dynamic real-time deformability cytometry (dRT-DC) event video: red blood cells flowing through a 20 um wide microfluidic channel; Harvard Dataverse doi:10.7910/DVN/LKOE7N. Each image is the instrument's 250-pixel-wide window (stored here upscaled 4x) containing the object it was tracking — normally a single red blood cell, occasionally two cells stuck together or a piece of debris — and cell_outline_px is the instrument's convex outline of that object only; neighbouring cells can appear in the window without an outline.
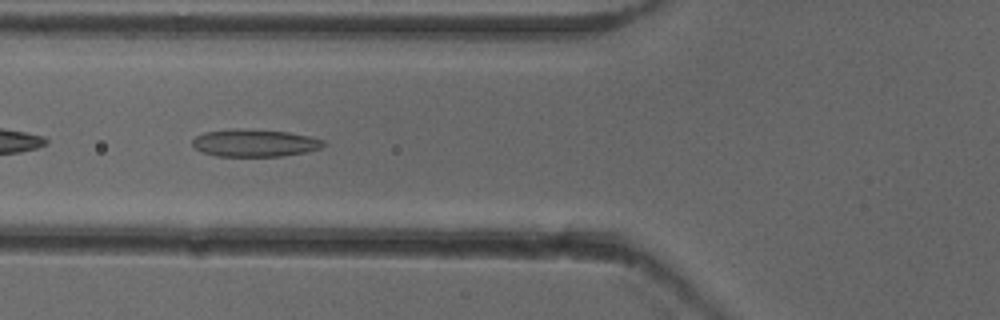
{"species": "common noctule bat (a hibernating species)", "species_latin": "Nyctalus noctula", "temperature_condition": "cold", "stored_images_in_passage": 36, "camera_frame_rate_fps": 3000, "um_per_image_px": 0.085, "animal": {"sex": "female"}, "frame": {"image": 1, "passage_image": 4, "time_ms": 1.0, "image_size_px": [1000, 320], "cell_outline_px": [[328, 144], [320, 148], [308, 152], [280, 156], [216, 156], [204, 152], [196, 148], [192, 144], [192, 140], [196, 136], [204, 132], [232, 128], [236, 128], [288, 132], [308, 136], [324, 140]], "centroid_in_image_um": [21.67, 12.15], "position_along_channel_um": 104.1, "area_um2": 20.98}}
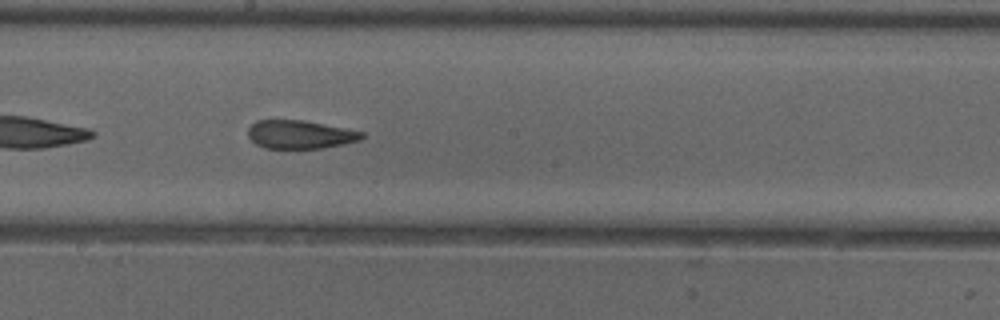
{"frame": {"image": 2, "passage_image": 13, "time_ms": 4.0, "image_size_px": [1000, 320], "cell_outline_px": [[364, 136], [360, 140], [320, 148], [264, 148], [256, 144], [248, 136], [248, 128], [256, 120], [304, 120], [364, 132]], "centroid_in_image_um": [25.47, 11.42], "position_along_channel_um": 222.7, "area_um2": 18.61}}
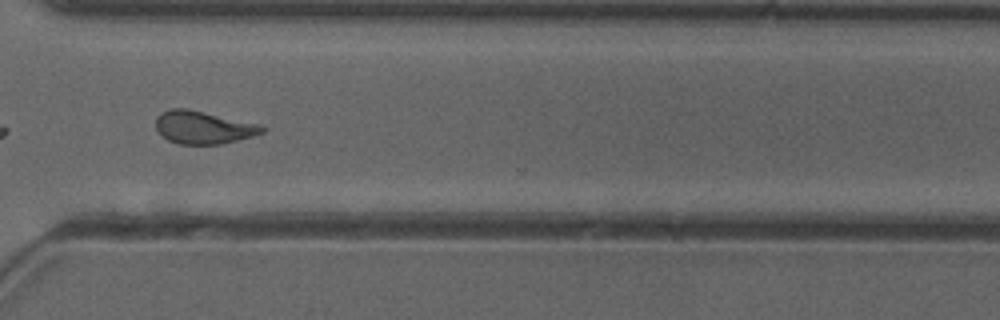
{"frame": {"image": 3, "passage_image": 23, "time_ms": 7.333, "image_size_px": [1000, 320], "cell_outline_px": [[264, 132], [252, 136], [220, 144], [180, 144], [168, 140], [156, 128], [156, 116], [160, 112], [172, 108], [188, 108], [260, 124], [264, 128]], "centroid_in_image_um": [17.26, 10.81], "position_along_channel_um": 353.3, "area_um2": 20.23}, "authors_computed_cell_mechanics": {"area_um2": 20.1144, "velocity_mm_per_s": 3.9312, "shape_relaxation_time_tau1_ms": 7.2425, "shape_relaxation_time_tau2_ms": 1.724, "deformation_change_tau1": 0.1993, "deformation_change_tau2": 0.1038}}